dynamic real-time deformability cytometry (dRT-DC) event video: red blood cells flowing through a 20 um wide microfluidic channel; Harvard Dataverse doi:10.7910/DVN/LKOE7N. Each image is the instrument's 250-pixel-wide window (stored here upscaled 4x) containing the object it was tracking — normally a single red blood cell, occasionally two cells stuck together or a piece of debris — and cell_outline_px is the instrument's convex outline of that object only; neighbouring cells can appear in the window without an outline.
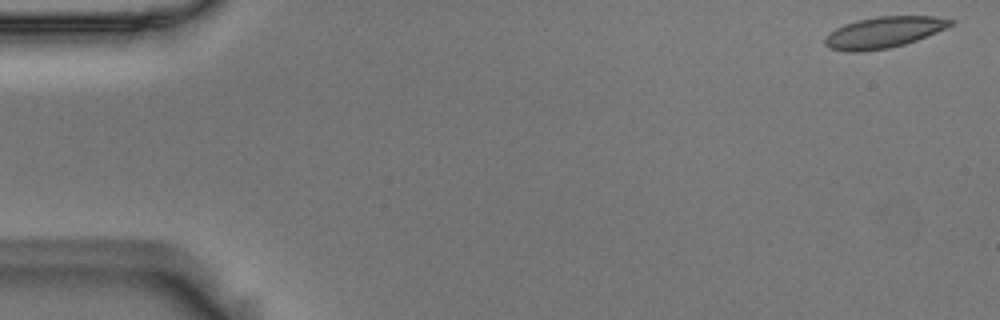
{"species": "Egyptian fruit bat (a non-hibernating species)", "species_latin": "Rousettus aegyptiacus", "temperature_condition": "room temperature", "stored_images_in_passage": 4, "camera_frame_rate_fps": 3000, "um_per_image_px": 0.085, "animal": {"sex": "male"}, "frame": {"image": 1, "passage_image": 1, "time_ms": 0.0, "image_size_px": [1000, 320], "cell_outline_px": [[956, 20], [952, 24], [936, 32], [916, 40], [904, 44], [888, 48], [860, 52], [848, 52], [828, 48], [824, 44], [824, 40], [836, 28], [844, 24], [856, 20], [880, 16], [932, 16]], "centroid_in_image_um": [75.09, 2.75], "position_along_channel_um": 9.9, "area_um2": 22.6}}